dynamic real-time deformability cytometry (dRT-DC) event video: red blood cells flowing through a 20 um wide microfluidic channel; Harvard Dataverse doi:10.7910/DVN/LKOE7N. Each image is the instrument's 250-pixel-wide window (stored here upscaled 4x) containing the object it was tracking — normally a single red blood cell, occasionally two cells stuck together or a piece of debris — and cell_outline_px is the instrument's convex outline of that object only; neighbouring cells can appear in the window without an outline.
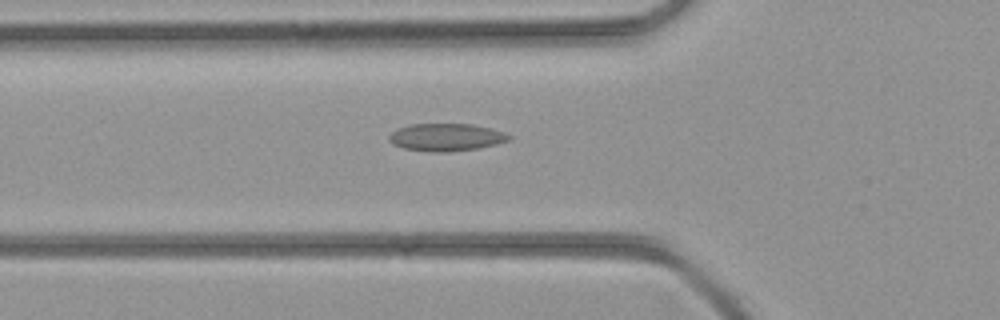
{"species": "common noctule bat (a hibernating species)", "species_latin": "Nyctalus noctula", "temperature_condition": "room temperature", "stored_images_in_passage": 35, "camera_frame_rate_fps": 3000, "um_per_image_px": 0.085, "animal": {"sex": "female", "body_mass_g": 21.9}, "frame": {"image": 1, "passage_image": 8, "time_ms": 2.333, "image_size_px": [1000, 320], "cell_outline_px": [[512, 136], [508, 140], [496, 144], [476, 148], [440, 152], [436, 152], [404, 148], [392, 144], [388, 140], [388, 136], [396, 128], [408, 124], [472, 124], [492, 128], [504, 132]], "centroid_in_image_um": [37.89, 11.64], "position_along_channel_um": 87.9, "area_um2": 19.13}}
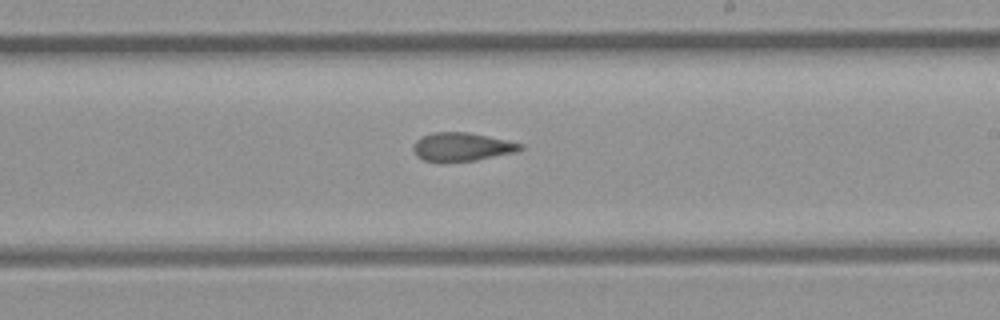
{"frame": {"image": 2, "passage_image": 18, "time_ms": 5.667, "image_size_px": [1000, 320], "cell_outline_px": [[524, 148], [516, 152], [476, 160], [424, 160], [416, 156], [412, 148], [412, 144], [420, 136], [432, 132], [468, 132], [524, 144]], "centroid_in_image_um": [39.24, 12.45], "position_along_channel_um": 249.8, "area_um2": 17.51}}
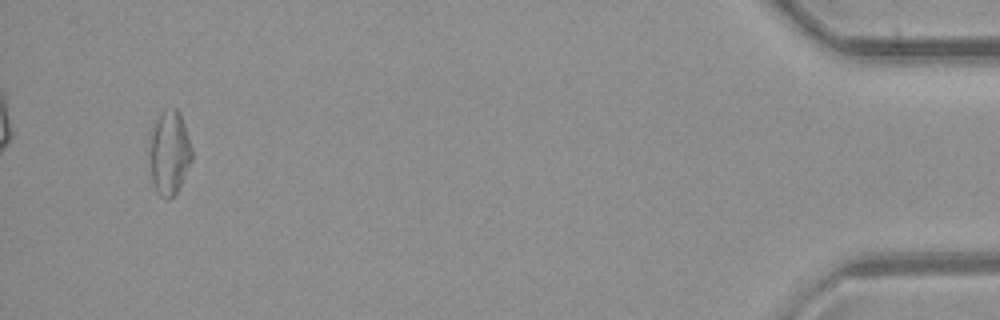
{"frame": {"image": 3, "passage_image": 34, "time_ms": 11.0, "image_size_px": [1000, 320], "cell_outline_px": [[192, 160], [176, 192], [168, 200], [160, 196], [156, 192], [152, 180], [148, 132], [152, 120], [164, 108], [176, 108], [180, 112], [192, 148]], "centroid_in_image_um": [14.35, 12.89], "position_along_channel_um": 420.9, "area_um2": 21.27}}